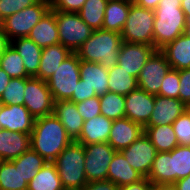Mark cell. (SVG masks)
I'll list each match as a JSON object with an SVG mask.
<instances>
[{"label":"cell","instance_id":"cell-1","mask_svg":"<svg viewBox=\"0 0 190 190\" xmlns=\"http://www.w3.org/2000/svg\"><path fill=\"white\" fill-rule=\"evenodd\" d=\"M72 142L59 119L48 115L35 119L30 134L31 149L48 162H53Z\"/></svg>","mask_w":190,"mask_h":190},{"label":"cell","instance_id":"cell-2","mask_svg":"<svg viewBox=\"0 0 190 190\" xmlns=\"http://www.w3.org/2000/svg\"><path fill=\"white\" fill-rule=\"evenodd\" d=\"M190 175V147L178 145L169 152H157L148 179L154 186H172Z\"/></svg>","mask_w":190,"mask_h":190},{"label":"cell","instance_id":"cell-3","mask_svg":"<svg viewBox=\"0 0 190 190\" xmlns=\"http://www.w3.org/2000/svg\"><path fill=\"white\" fill-rule=\"evenodd\" d=\"M154 12V47L161 50L185 33L187 18L181 0H160Z\"/></svg>","mask_w":190,"mask_h":190},{"label":"cell","instance_id":"cell-4","mask_svg":"<svg viewBox=\"0 0 190 190\" xmlns=\"http://www.w3.org/2000/svg\"><path fill=\"white\" fill-rule=\"evenodd\" d=\"M122 42L120 33L104 29L94 30L76 53L80 60L99 63L110 69L118 62Z\"/></svg>","mask_w":190,"mask_h":190},{"label":"cell","instance_id":"cell-5","mask_svg":"<svg viewBox=\"0 0 190 190\" xmlns=\"http://www.w3.org/2000/svg\"><path fill=\"white\" fill-rule=\"evenodd\" d=\"M65 190H80L88 183L84 145L72 141L53 161Z\"/></svg>","mask_w":190,"mask_h":190},{"label":"cell","instance_id":"cell-6","mask_svg":"<svg viewBox=\"0 0 190 190\" xmlns=\"http://www.w3.org/2000/svg\"><path fill=\"white\" fill-rule=\"evenodd\" d=\"M80 79V59L72 52L46 81L54 102L70 101Z\"/></svg>","mask_w":190,"mask_h":190},{"label":"cell","instance_id":"cell-7","mask_svg":"<svg viewBox=\"0 0 190 190\" xmlns=\"http://www.w3.org/2000/svg\"><path fill=\"white\" fill-rule=\"evenodd\" d=\"M51 9L50 0H40L33 6L20 10L0 22V28L10 42L27 37L31 29Z\"/></svg>","mask_w":190,"mask_h":190},{"label":"cell","instance_id":"cell-8","mask_svg":"<svg viewBox=\"0 0 190 190\" xmlns=\"http://www.w3.org/2000/svg\"><path fill=\"white\" fill-rule=\"evenodd\" d=\"M155 12L134 3L130 5L128 17L121 31L122 41L154 46Z\"/></svg>","mask_w":190,"mask_h":190},{"label":"cell","instance_id":"cell-9","mask_svg":"<svg viewBox=\"0 0 190 190\" xmlns=\"http://www.w3.org/2000/svg\"><path fill=\"white\" fill-rule=\"evenodd\" d=\"M55 17L59 43L71 52H76L94 31L81 19L79 13L55 10Z\"/></svg>","mask_w":190,"mask_h":190},{"label":"cell","instance_id":"cell-10","mask_svg":"<svg viewBox=\"0 0 190 190\" xmlns=\"http://www.w3.org/2000/svg\"><path fill=\"white\" fill-rule=\"evenodd\" d=\"M24 97V106L35 119L53 114L54 100L46 81L26 78Z\"/></svg>","mask_w":190,"mask_h":190},{"label":"cell","instance_id":"cell-11","mask_svg":"<svg viewBox=\"0 0 190 190\" xmlns=\"http://www.w3.org/2000/svg\"><path fill=\"white\" fill-rule=\"evenodd\" d=\"M85 174L88 182L107 180L108 168L115 151L108 142L84 145Z\"/></svg>","mask_w":190,"mask_h":190},{"label":"cell","instance_id":"cell-12","mask_svg":"<svg viewBox=\"0 0 190 190\" xmlns=\"http://www.w3.org/2000/svg\"><path fill=\"white\" fill-rule=\"evenodd\" d=\"M170 68L165 54L161 50H156L140 71L137 78L138 88L160 96L162 80Z\"/></svg>","mask_w":190,"mask_h":190},{"label":"cell","instance_id":"cell-13","mask_svg":"<svg viewBox=\"0 0 190 190\" xmlns=\"http://www.w3.org/2000/svg\"><path fill=\"white\" fill-rule=\"evenodd\" d=\"M120 152L124 155L133 169L140 173L144 178L148 177L157 151L145 133H143L129 147L122 149Z\"/></svg>","mask_w":190,"mask_h":190},{"label":"cell","instance_id":"cell-14","mask_svg":"<svg viewBox=\"0 0 190 190\" xmlns=\"http://www.w3.org/2000/svg\"><path fill=\"white\" fill-rule=\"evenodd\" d=\"M157 49L153 45L123 41L117 64L135 78H138L144 64Z\"/></svg>","mask_w":190,"mask_h":190},{"label":"cell","instance_id":"cell-15","mask_svg":"<svg viewBox=\"0 0 190 190\" xmlns=\"http://www.w3.org/2000/svg\"><path fill=\"white\" fill-rule=\"evenodd\" d=\"M155 95L137 88L125 96V117L140 124L143 128L148 124L154 110Z\"/></svg>","mask_w":190,"mask_h":190},{"label":"cell","instance_id":"cell-16","mask_svg":"<svg viewBox=\"0 0 190 190\" xmlns=\"http://www.w3.org/2000/svg\"><path fill=\"white\" fill-rule=\"evenodd\" d=\"M35 118L24 105L0 104V129L31 134Z\"/></svg>","mask_w":190,"mask_h":190},{"label":"cell","instance_id":"cell-17","mask_svg":"<svg viewBox=\"0 0 190 190\" xmlns=\"http://www.w3.org/2000/svg\"><path fill=\"white\" fill-rule=\"evenodd\" d=\"M188 107L179 99L155 95L154 110L145 127L172 125Z\"/></svg>","mask_w":190,"mask_h":190},{"label":"cell","instance_id":"cell-18","mask_svg":"<svg viewBox=\"0 0 190 190\" xmlns=\"http://www.w3.org/2000/svg\"><path fill=\"white\" fill-rule=\"evenodd\" d=\"M144 133V128L127 117L114 120L108 138L109 145L115 151L129 147Z\"/></svg>","mask_w":190,"mask_h":190},{"label":"cell","instance_id":"cell-19","mask_svg":"<svg viewBox=\"0 0 190 190\" xmlns=\"http://www.w3.org/2000/svg\"><path fill=\"white\" fill-rule=\"evenodd\" d=\"M53 114L64 126L67 135L76 141L83 129L84 119L77 110L76 104L68 100L54 102Z\"/></svg>","mask_w":190,"mask_h":190},{"label":"cell","instance_id":"cell-20","mask_svg":"<svg viewBox=\"0 0 190 190\" xmlns=\"http://www.w3.org/2000/svg\"><path fill=\"white\" fill-rule=\"evenodd\" d=\"M31 148L30 134L0 129V160L11 161Z\"/></svg>","mask_w":190,"mask_h":190},{"label":"cell","instance_id":"cell-21","mask_svg":"<svg viewBox=\"0 0 190 190\" xmlns=\"http://www.w3.org/2000/svg\"><path fill=\"white\" fill-rule=\"evenodd\" d=\"M27 37L41 48L59 44L55 10L50 9L31 29Z\"/></svg>","mask_w":190,"mask_h":190},{"label":"cell","instance_id":"cell-22","mask_svg":"<svg viewBox=\"0 0 190 190\" xmlns=\"http://www.w3.org/2000/svg\"><path fill=\"white\" fill-rule=\"evenodd\" d=\"M112 123L113 120L104 115L84 121L82 132L76 142L83 145L108 142Z\"/></svg>","mask_w":190,"mask_h":190},{"label":"cell","instance_id":"cell-23","mask_svg":"<svg viewBox=\"0 0 190 190\" xmlns=\"http://www.w3.org/2000/svg\"><path fill=\"white\" fill-rule=\"evenodd\" d=\"M71 53L60 43L43 48L38 74L35 78L47 81Z\"/></svg>","mask_w":190,"mask_h":190},{"label":"cell","instance_id":"cell-24","mask_svg":"<svg viewBox=\"0 0 190 190\" xmlns=\"http://www.w3.org/2000/svg\"><path fill=\"white\" fill-rule=\"evenodd\" d=\"M172 69L190 68V36L183 33L161 49Z\"/></svg>","mask_w":190,"mask_h":190},{"label":"cell","instance_id":"cell-25","mask_svg":"<svg viewBox=\"0 0 190 190\" xmlns=\"http://www.w3.org/2000/svg\"><path fill=\"white\" fill-rule=\"evenodd\" d=\"M9 44L22 57L26 73L30 77H35L38 74L43 48L28 37L17 38Z\"/></svg>","mask_w":190,"mask_h":190},{"label":"cell","instance_id":"cell-26","mask_svg":"<svg viewBox=\"0 0 190 190\" xmlns=\"http://www.w3.org/2000/svg\"><path fill=\"white\" fill-rule=\"evenodd\" d=\"M80 76L85 84L95 90L97 96L104 95L109 91L108 69L101 64L80 60Z\"/></svg>","mask_w":190,"mask_h":190},{"label":"cell","instance_id":"cell-27","mask_svg":"<svg viewBox=\"0 0 190 190\" xmlns=\"http://www.w3.org/2000/svg\"><path fill=\"white\" fill-rule=\"evenodd\" d=\"M144 177L138 173L131 165L127 162L124 155L117 151L108 168L107 180H110L118 187L136 183Z\"/></svg>","mask_w":190,"mask_h":190},{"label":"cell","instance_id":"cell-28","mask_svg":"<svg viewBox=\"0 0 190 190\" xmlns=\"http://www.w3.org/2000/svg\"><path fill=\"white\" fill-rule=\"evenodd\" d=\"M132 3V0H109L104 12L102 29L121 33Z\"/></svg>","mask_w":190,"mask_h":190},{"label":"cell","instance_id":"cell-29","mask_svg":"<svg viewBox=\"0 0 190 190\" xmlns=\"http://www.w3.org/2000/svg\"><path fill=\"white\" fill-rule=\"evenodd\" d=\"M27 190H65L56 165L47 162L28 183Z\"/></svg>","mask_w":190,"mask_h":190},{"label":"cell","instance_id":"cell-30","mask_svg":"<svg viewBox=\"0 0 190 190\" xmlns=\"http://www.w3.org/2000/svg\"><path fill=\"white\" fill-rule=\"evenodd\" d=\"M144 133L148 136L157 152H169L178 146L172 125L144 127Z\"/></svg>","mask_w":190,"mask_h":190},{"label":"cell","instance_id":"cell-31","mask_svg":"<svg viewBox=\"0 0 190 190\" xmlns=\"http://www.w3.org/2000/svg\"><path fill=\"white\" fill-rule=\"evenodd\" d=\"M108 86L110 92L126 96L138 88L137 78L133 77L118 64L108 69Z\"/></svg>","mask_w":190,"mask_h":190},{"label":"cell","instance_id":"cell-32","mask_svg":"<svg viewBox=\"0 0 190 190\" xmlns=\"http://www.w3.org/2000/svg\"><path fill=\"white\" fill-rule=\"evenodd\" d=\"M11 162L19 169L22 177L29 183L48 161L31 148Z\"/></svg>","mask_w":190,"mask_h":190},{"label":"cell","instance_id":"cell-33","mask_svg":"<svg viewBox=\"0 0 190 190\" xmlns=\"http://www.w3.org/2000/svg\"><path fill=\"white\" fill-rule=\"evenodd\" d=\"M28 182L11 161L0 163V190H27Z\"/></svg>","mask_w":190,"mask_h":190},{"label":"cell","instance_id":"cell-34","mask_svg":"<svg viewBox=\"0 0 190 190\" xmlns=\"http://www.w3.org/2000/svg\"><path fill=\"white\" fill-rule=\"evenodd\" d=\"M109 0H86L78 12L81 19L93 30L102 29L104 12Z\"/></svg>","mask_w":190,"mask_h":190},{"label":"cell","instance_id":"cell-35","mask_svg":"<svg viewBox=\"0 0 190 190\" xmlns=\"http://www.w3.org/2000/svg\"><path fill=\"white\" fill-rule=\"evenodd\" d=\"M101 115L111 120L125 117V96L115 92H106L99 96Z\"/></svg>","mask_w":190,"mask_h":190},{"label":"cell","instance_id":"cell-36","mask_svg":"<svg viewBox=\"0 0 190 190\" xmlns=\"http://www.w3.org/2000/svg\"><path fill=\"white\" fill-rule=\"evenodd\" d=\"M22 57L9 44L0 55V68L11 78H30L26 73Z\"/></svg>","mask_w":190,"mask_h":190},{"label":"cell","instance_id":"cell-37","mask_svg":"<svg viewBox=\"0 0 190 190\" xmlns=\"http://www.w3.org/2000/svg\"><path fill=\"white\" fill-rule=\"evenodd\" d=\"M26 78H12L0 97L3 105H24Z\"/></svg>","mask_w":190,"mask_h":190},{"label":"cell","instance_id":"cell-38","mask_svg":"<svg viewBox=\"0 0 190 190\" xmlns=\"http://www.w3.org/2000/svg\"><path fill=\"white\" fill-rule=\"evenodd\" d=\"M162 81L163 82L160 87V96L179 99V70L170 68Z\"/></svg>","mask_w":190,"mask_h":190},{"label":"cell","instance_id":"cell-39","mask_svg":"<svg viewBox=\"0 0 190 190\" xmlns=\"http://www.w3.org/2000/svg\"><path fill=\"white\" fill-rule=\"evenodd\" d=\"M178 145L190 144V111L186 110L172 124Z\"/></svg>","mask_w":190,"mask_h":190},{"label":"cell","instance_id":"cell-40","mask_svg":"<svg viewBox=\"0 0 190 190\" xmlns=\"http://www.w3.org/2000/svg\"><path fill=\"white\" fill-rule=\"evenodd\" d=\"M40 0H0V22L22 9L33 6Z\"/></svg>","mask_w":190,"mask_h":190},{"label":"cell","instance_id":"cell-41","mask_svg":"<svg viewBox=\"0 0 190 190\" xmlns=\"http://www.w3.org/2000/svg\"><path fill=\"white\" fill-rule=\"evenodd\" d=\"M75 104L84 121L91 120L92 118L101 115L99 96H95Z\"/></svg>","mask_w":190,"mask_h":190},{"label":"cell","instance_id":"cell-42","mask_svg":"<svg viewBox=\"0 0 190 190\" xmlns=\"http://www.w3.org/2000/svg\"><path fill=\"white\" fill-rule=\"evenodd\" d=\"M179 100L190 107V68L179 70Z\"/></svg>","mask_w":190,"mask_h":190},{"label":"cell","instance_id":"cell-43","mask_svg":"<svg viewBox=\"0 0 190 190\" xmlns=\"http://www.w3.org/2000/svg\"><path fill=\"white\" fill-rule=\"evenodd\" d=\"M86 0H50L52 10L78 13Z\"/></svg>","mask_w":190,"mask_h":190},{"label":"cell","instance_id":"cell-44","mask_svg":"<svg viewBox=\"0 0 190 190\" xmlns=\"http://www.w3.org/2000/svg\"><path fill=\"white\" fill-rule=\"evenodd\" d=\"M95 96H97L95 90L91 89L87 84L84 83V81L80 79L70 101L78 103Z\"/></svg>","mask_w":190,"mask_h":190},{"label":"cell","instance_id":"cell-45","mask_svg":"<svg viewBox=\"0 0 190 190\" xmlns=\"http://www.w3.org/2000/svg\"><path fill=\"white\" fill-rule=\"evenodd\" d=\"M80 190H119V187L110 180L88 182Z\"/></svg>","mask_w":190,"mask_h":190},{"label":"cell","instance_id":"cell-46","mask_svg":"<svg viewBox=\"0 0 190 190\" xmlns=\"http://www.w3.org/2000/svg\"><path fill=\"white\" fill-rule=\"evenodd\" d=\"M153 186V183L148 178H143L136 183L120 186L119 190H151Z\"/></svg>","mask_w":190,"mask_h":190},{"label":"cell","instance_id":"cell-47","mask_svg":"<svg viewBox=\"0 0 190 190\" xmlns=\"http://www.w3.org/2000/svg\"><path fill=\"white\" fill-rule=\"evenodd\" d=\"M132 2L140 7L154 11L160 0H132Z\"/></svg>","mask_w":190,"mask_h":190},{"label":"cell","instance_id":"cell-48","mask_svg":"<svg viewBox=\"0 0 190 190\" xmlns=\"http://www.w3.org/2000/svg\"><path fill=\"white\" fill-rule=\"evenodd\" d=\"M171 187L173 190H190V175L177 180Z\"/></svg>","mask_w":190,"mask_h":190},{"label":"cell","instance_id":"cell-49","mask_svg":"<svg viewBox=\"0 0 190 190\" xmlns=\"http://www.w3.org/2000/svg\"><path fill=\"white\" fill-rule=\"evenodd\" d=\"M11 79L12 78L2 68H0V97L6 90Z\"/></svg>","mask_w":190,"mask_h":190},{"label":"cell","instance_id":"cell-50","mask_svg":"<svg viewBox=\"0 0 190 190\" xmlns=\"http://www.w3.org/2000/svg\"><path fill=\"white\" fill-rule=\"evenodd\" d=\"M9 45L6 35L0 28V55L4 52V49Z\"/></svg>","mask_w":190,"mask_h":190},{"label":"cell","instance_id":"cell-51","mask_svg":"<svg viewBox=\"0 0 190 190\" xmlns=\"http://www.w3.org/2000/svg\"><path fill=\"white\" fill-rule=\"evenodd\" d=\"M181 8L184 13L190 10V0H181Z\"/></svg>","mask_w":190,"mask_h":190},{"label":"cell","instance_id":"cell-52","mask_svg":"<svg viewBox=\"0 0 190 190\" xmlns=\"http://www.w3.org/2000/svg\"><path fill=\"white\" fill-rule=\"evenodd\" d=\"M185 14H186V18H187V24H186L185 33L188 36H190V10H188Z\"/></svg>","mask_w":190,"mask_h":190},{"label":"cell","instance_id":"cell-53","mask_svg":"<svg viewBox=\"0 0 190 190\" xmlns=\"http://www.w3.org/2000/svg\"><path fill=\"white\" fill-rule=\"evenodd\" d=\"M151 190H173L171 186H153Z\"/></svg>","mask_w":190,"mask_h":190}]
</instances>
